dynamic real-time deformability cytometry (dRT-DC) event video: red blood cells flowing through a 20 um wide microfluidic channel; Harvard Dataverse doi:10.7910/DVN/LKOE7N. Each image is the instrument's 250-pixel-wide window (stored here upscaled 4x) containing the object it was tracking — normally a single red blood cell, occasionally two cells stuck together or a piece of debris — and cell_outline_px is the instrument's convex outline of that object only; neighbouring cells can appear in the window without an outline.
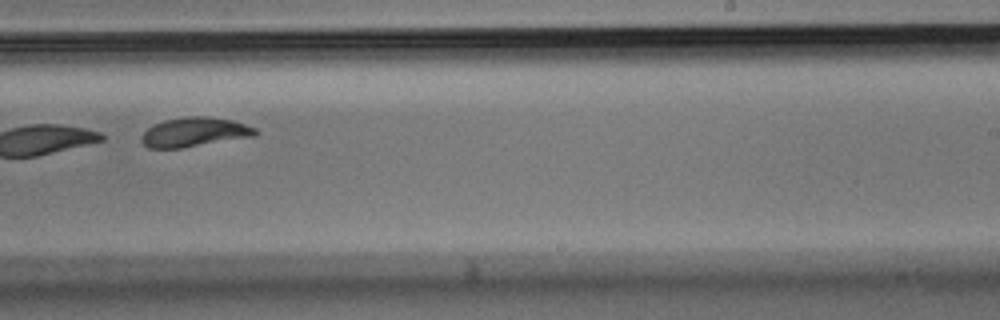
{"species": "Egyptian fruit bat (a non-hibernating species)", "species_latin": "Rousettus aegyptiacus", "temperature_condition": "room temperature", "stored_images_in_passage": 7, "camera_frame_rate_fps": 3000, "um_per_image_px": 0.085, "animal": {"sex": "male"}, "frame": {"image": 1, "passage_image": 7, "time_ms": 2.0, "image_size_px": [1000, 320], "cell_outline_px": [[260, 132], [256, 136], [180, 148], [148, 148], [140, 140], [140, 136], [148, 128], [164, 120], [184, 116], [208, 116], [232, 120], [256, 128]], "centroid_in_image_um": [16.55, 11.22], "position_along_channel_um": 272.5, "area_um2": 19.54}}